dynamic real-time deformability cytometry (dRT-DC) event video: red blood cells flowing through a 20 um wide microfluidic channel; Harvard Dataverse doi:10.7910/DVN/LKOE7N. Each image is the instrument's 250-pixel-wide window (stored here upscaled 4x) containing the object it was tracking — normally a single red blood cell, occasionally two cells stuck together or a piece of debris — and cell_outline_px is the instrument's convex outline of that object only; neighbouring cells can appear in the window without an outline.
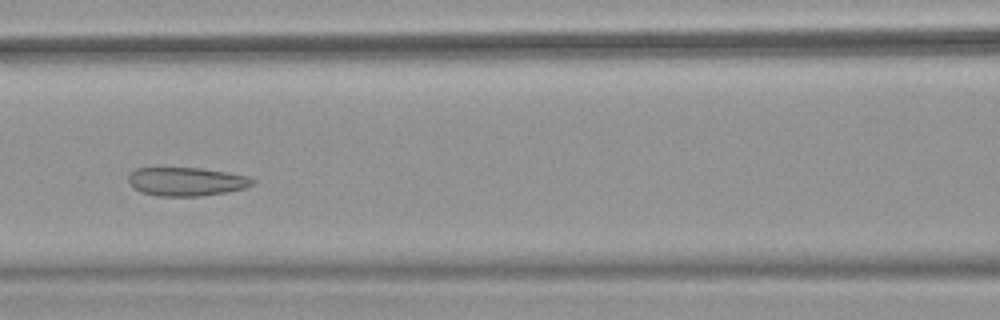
{"species": "common noctule bat (a hibernating species)", "species_latin": "Nyctalus noctula", "temperature_condition": "warm", "stored_images_in_passage": 50, "camera_frame_rate_fps": 3000, "um_per_image_px": 0.085, "animal": {"sex": "female", "body_mass_g": 18.4}, "frame": {"image": 1, "passage_image": 22, "time_ms": 7.0, "image_size_px": [1000, 320], "cell_outline_px": [[256, 184], [244, 188], [228, 192], [200, 196], [160, 196], [140, 192], [128, 180], [128, 176], [136, 168], [200, 168], [228, 172], [248, 176], [256, 180]], "centroid_in_image_um": [15.91, 15.43], "position_along_channel_um": 150.7, "area_um2": 20.69}, "authors_computed_cell_mechanics": {"area_um2": 23.6402, "velocity_mm_per_s": 3.9464, "shape_relaxation_time_tau1_ms": 8.652, "shape_relaxation_time_tau2_ms": 1.7018, "deformation_change_tau1": 0.1148, "deformation_change_tau2": 0.0615}}